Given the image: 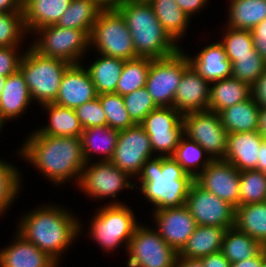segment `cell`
<instances>
[{
	"label": "cell",
	"instance_id": "6da1fadb",
	"mask_svg": "<svg viewBox=\"0 0 266 267\" xmlns=\"http://www.w3.org/2000/svg\"><path fill=\"white\" fill-rule=\"evenodd\" d=\"M18 151L53 185L63 186L71 179L78 185L86 165L80 137L47 136L32 131Z\"/></svg>",
	"mask_w": 266,
	"mask_h": 267
},
{
	"label": "cell",
	"instance_id": "7a4b0ae2",
	"mask_svg": "<svg viewBox=\"0 0 266 267\" xmlns=\"http://www.w3.org/2000/svg\"><path fill=\"white\" fill-rule=\"evenodd\" d=\"M63 208L55 204H45L30 212L27 211L21 216L16 227L22 236L57 263L61 261L62 253L70 249V244L72 245L82 233L83 228L73 212Z\"/></svg>",
	"mask_w": 266,
	"mask_h": 267
},
{
	"label": "cell",
	"instance_id": "3957f363",
	"mask_svg": "<svg viewBox=\"0 0 266 267\" xmlns=\"http://www.w3.org/2000/svg\"><path fill=\"white\" fill-rule=\"evenodd\" d=\"M136 178L140 183L138 190L154 210L185 205L194 181L172 156L148 159Z\"/></svg>",
	"mask_w": 266,
	"mask_h": 267
},
{
	"label": "cell",
	"instance_id": "277c9868",
	"mask_svg": "<svg viewBox=\"0 0 266 267\" xmlns=\"http://www.w3.org/2000/svg\"><path fill=\"white\" fill-rule=\"evenodd\" d=\"M115 8L128 26L138 57L162 59L174 55L182 48L161 26L148 2L119 0Z\"/></svg>",
	"mask_w": 266,
	"mask_h": 267
},
{
	"label": "cell",
	"instance_id": "5b68a950",
	"mask_svg": "<svg viewBox=\"0 0 266 267\" xmlns=\"http://www.w3.org/2000/svg\"><path fill=\"white\" fill-rule=\"evenodd\" d=\"M70 65L63 59L43 56L29 46L23 52L19 70L24 75L32 101L36 100L40 106L53 103L61 78Z\"/></svg>",
	"mask_w": 266,
	"mask_h": 267
},
{
	"label": "cell",
	"instance_id": "8992f818",
	"mask_svg": "<svg viewBox=\"0 0 266 267\" xmlns=\"http://www.w3.org/2000/svg\"><path fill=\"white\" fill-rule=\"evenodd\" d=\"M132 211L131 207L117 200L97 208L90 221L89 237L105 252L111 253L122 244L127 251L129 241L140 224Z\"/></svg>",
	"mask_w": 266,
	"mask_h": 267
},
{
	"label": "cell",
	"instance_id": "52a82bcc",
	"mask_svg": "<svg viewBox=\"0 0 266 267\" xmlns=\"http://www.w3.org/2000/svg\"><path fill=\"white\" fill-rule=\"evenodd\" d=\"M90 46L99 54L124 61L138 58L128 26L116 8L101 10L90 34Z\"/></svg>",
	"mask_w": 266,
	"mask_h": 267
},
{
	"label": "cell",
	"instance_id": "ba28073f",
	"mask_svg": "<svg viewBox=\"0 0 266 267\" xmlns=\"http://www.w3.org/2000/svg\"><path fill=\"white\" fill-rule=\"evenodd\" d=\"M31 47L39 54L63 59L70 64H82L81 59L90 47V34L80 29H66L56 24L36 30ZM37 39V40H36Z\"/></svg>",
	"mask_w": 266,
	"mask_h": 267
},
{
	"label": "cell",
	"instance_id": "9c48e42d",
	"mask_svg": "<svg viewBox=\"0 0 266 267\" xmlns=\"http://www.w3.org/2000/svg\"><path fill=\"white\" fill-rule=\"evenodd\" d=\"M189 66L188 54L182 48L170 57L150 58L145 87L158 107H173L176 89Z\"/></svg>",
	"mask_w": 266,
	"mask_h": 267
},
{
	"label": "cell",
	"instance_id": "30bf717a",
	"mask_svg": "<svg viewBox=\"0 0 266 267\" xmlns=\"http://www.w3.org/2000/svg\"><path fill=\"white\" fill-rule=\"evenodd\" d=\"M127 254L126 267H175L178 257L155 228L146 227L142 222L129 241Z\"/></svg>",
	"mask_w": 266,
	"mask_h": 267
},
{
	"label": "cell",
	"instance_id": "8fae6325",
	"mask_svg": "<svg viewBox=\"0 0 266 267\" xmlns=\"http://www.w3.org/2000/svg\"><path fill=\"white\" fill-rule=\"evenodd\" d=\"M183 133L201 145L212 160H224L228 132L220 114L209 110L184 114Z\"/></svg>",
	"mask_w": 266,
	"mask_h": 267
},
{
	"label": "cell",
	"instance_id": "7c38bea8",
	"mask_svg": "<svg viewBox=\"0 0 266 267\" xmlns=\"http://www.w3.org/2000/svg\"><path fill=\"white\" fill-rule=\"evenodd\" d=\"M132 177L125 171L114 166L110 161H99L90 163L82 169L78 183L79 190L85 192L86 196L94 199L117 198V193L128 188L133 189L136 183L129 180Z\"/></svg>",
	"mask_w": 266,
	"mask_h": 267
},
{
	"label": "cell",
	"instance_id": "4fadbf2b",
	"mask_svg": "<svg viewBox=\"0 0 266 267\" xmlns=\"http://www.w3.org/2000/svg\"><path fill=\"white\" fill-rule=\"evenodd\" d=\"M140 125L149 136L155 156H172L184 135L183 115L173 107L152 110Z\"/></svg>",
	"mask_w": 266,
	"mask_h": 267
},
{
	"label": "cell",
	"instance_id": "5bb4252c",
	"mask_svg": "<svg viewBox=\"0 0 266 267\" xmlns=\"http://www.w3.org/2000/svg\"><path fill=\"white\" fill-rule=\"evenodd\" d=\"M153 157L149 136L140 124H136L119 131L110 162L133 179L140 173L144 163Z\"/></svg>",
	"mask_w": 266,
	"mask_h": 267
},
{
	"label": "cell",
	"instance_id": "9a60e30c",
	"mask_svg": "<svg viewBox=\"0 0 266 267\" xmlns=\"http://www.w3.org/2000/svg\"><path fill=\"white\" fill-rule=\"evenodd\" d=\"M185 205L197 225L234 227L235 207L205 190L195 180L191 183Z\"/></svg>",
	"mask_w": 266,
	"mask_h": 267
},
{
	"label": "cell",
	"instance_id": "2e32d148",
	"mask_svg": "<svg viewBox=\"0 0 266 267\" xmlns=\"http://www.w3.org/2000/svg\"><path fill=\"white\" fill-rule=\"evenodd\" d=\"M208 192L239 206L240 171L225 160H212L194 179Z\"/></svg>",
	"mask_w": 266,
	"mask_h": 267
},
{
	"label": "cell",
	"instance_id": "e0dca14e",
	"mask_svg": "<svg viewBox=\"0 0 266 267\" xmlns=\"http://www.w3.org/2000/svg\"><path fill=\"white\" fill-rule=\"evenodd\" d=\"M152 216L157 226L155 230L177 253L182 250L197 227L186 205L157 209L153 211Z\"/></svg>",
	"mask_w": 266,
	"mask_h": 267
},
{
	"label": "cell",
	"instance_id": "ac0fdd59",
	"mask_svg": "<svg viewBox=\"0 0 266 267\" xmlns=\"http://www.w3.org/2000/svg\"><path fill=\"white\" fill-rule=\"evenodd\" d=\"M96 97L95 86L86 67L71 64L61 78L60 88L53 103L75 110Z\"/></svg>",
	"mask_w": 266,
	"mask_h": 267
},
{
	"label": "cell",
	"instance_id": "d6986e66",
	"mask_svg": "<svg viewBox=\"0 0 266 267\" xmlns=\"http://www.w3.org/2000/svg\"><path fill=\"white\" fill-rule=\"evenodd\" d=\"M210 84L190 65L183 72L179 86L176 89L173 108L182 115L190 112L207 111Z\"/></svg>",
	"mask_w": 266,
	"mask_h": 267
},
{
	"label": "cell",
	"instance_id": "ffe728a7",
	"mask_svg": "<svg viewBox=\"0 0 266 267\" xmlns=\"http://www.w3.org/2000/svg\"><path fill=\"white\" fill-rule=\"evenodd\" d=\"M11 244L0 250L1 267H58L47 253L29 242L17 230Z\"/></svg>",
	"mask_w": 266,
	"mask_h": 267
},
{
	"label": "cell",
	"instance_id": "44dd1931",
	"mask_svg": "<svg viewBox=\"0 0 266 267\" xmlns=\"http://www.w3.org/2000/svg\"><path fill=\"white\" fill-rule=\"evenodd\" d=\"M263 140L257 131L229 133L224 160L239 171L256 170Z\"/></svg>",
	"mask_w": 266,
	"mask_h": 267
},
{
	"label": "cell",
	"instance_id": "7402d4cb",
	"mask_svg": "<svg viewBox=\"0 0 266 267\" xmlns=\"http://www.w3.org/2000/svg\"><path fill=\"white\" fill-rule=\"evenodd\" d=\"M188 58L192 68L210 83L231 76L232 65L220 41L206 45L195 57Z\"/></svg>",
	"mask_w": 266,
	"mask_h": 267
},
{
	"label": "cell",
	"instance_id": "603a6c76",
	"mask_svg": "<svg viewBox=\"0 0 266 267\" xmlns=\"http://www.w3.org/2000/svg\"><path fill=\"white\" fill-rule=\"evenodd\" d=\"M72 0H23V18L27 34L56 24Z\"/></svg>",
	"mask_w": 266,
	"mask_h": 267
},
{
	"label": "cell",
	"instance_id": "cb8c5ba5",
	"mask_svg": "<svg viewBox=\"0 0 266 267\" xmlns=\"http://www.w3.org/2000/svg\"><path fill=\"white\" fill-rule=\"evenodd\" d=\"M32 99L25 82L24 75L18 70L6 78L0 95V115L6 121L15 120L25 113Z\"/></svg>",
	"mask_w": 266,
	"mask_h": 267
},
{
	"label": "cell",
	"instance_id": "d4e9b609",
	"mask_svg": "<svg viewBox=\"0 0 266 267\" xmlns=\"http://www.w3.org/2000/svg\"><path fill=\"white\" fill-rule=\"evenodd\" d=\"M250 97L251 86L230 76L210 84L208 110L219 114L222 110Z\"/></svg>",
	"mask_w": 266,
	"mask_h": 267
},
{
	"label": "cell",
	"instance_id": "484cf974",
	"mask_svg": "<svg viewBox=\"0 0 266 267\" xmlns=\"http://www.w3.org/2000/svg\"><path fill=\"white\" fill-rule=\"evenodd\" d=\"M227 228L197 225L187 243L178 253V257L202 258L212 253L221 251L222 242Z\"/></svg>",
	"mask_w": 266,
	"mask_h": 267
},
{
	"label": "cell",
	"instance_id": "4316f807",
	"mask_svg": "<svg viewBox=\"0 0 266 267\" xmlns=\"http://www.w3.org/2000/svg\"><path fill=\"white\" fill-rule=\"evenodd\" d=\"M49 115V124L35 130L36 134L47 136L81 137L83 131L74 109L63 107L55 103L41 105Z\"/></svg>",
	"mask_w": 266,
	"mask_h": 267
},
{
	"label": "cell",
	"instance_id": "83f0119b",
	"mask_svg": "<svg viewBox=\"0 0 266 267\" xmlns=\"http://www.w3.org/2000/svg\"><path fill=\"white\" fill-rule=\"evenodd\" d=\"M118 134V130L107 125L84 129L80 138L85 161L91 162L92 154L102 155L101 161H110L116 148Z\"/></svg>",
	"mask_w": 266,
	"mask_h": 267
},
{
	"label": "cell",
	"instance_id": "f1b7e54d",
	"mask_svg": "<svg viewBox=\"0 0 266 267\" xmlns=\"http://www.w3.org/2000/svg\"><path fill=\"white\" fill-rule=\"evenodd\" d=\"M259 109L252 97L230 106L219 113L222 126L228 134L257 131Z\"/></svg>",
	"mask_w": 266,
	"mask_h": 267
},
{
	"label": "cell",
	"instance_id": "f546056e",
	"mask_svg": "<svg viewBox=\"0 0 266 267\" xmlns=\"http://www.w3.org/2000/svg\"><path fill=\"white\" fill-rule=\"evenodd\" d=\"M148 3L152 6L164 30L179 44L178 41L185 37L186 30L190 26V17L179 7L175 0H150Z\"/></svg>",
	"mask_w": 266,
	"mask_h": 267
},
{
	"label": "cell",
	"instance_id": "4dcf8cb0",
	"mask_svg": "<svg viewBox=\"0 0 266 267\" xmlns=\"http://www.w3.org/2000/svg\"><path fill=\"white\" fill-rule=\"evenodd\" d=\"M89 65L87 71L93 81L97 95L104 93H115L120 79L124 60L99 54Z\"/></svg>",
	"mask_w": 266,
	"mask_h": 267
},
{
	"label": "cell",
	"instance_id": "1f68e13d",
	"mask_svg": "<svg viewBox=\"0 0 266 267\" xmlns=\"http://www.w3.org/2000/svg\"><path fill=\"white\" fill-rule=\"evenodd\" d=\"M227 25L251 31L266 19V0H230Z\"/></svg>",
	"mask_w": 266,
	"mask_h": 267
},
{
	"label": "cell",
	"instance_id": "d6a6232c",
	"mask_svg": "<svg viewBox=\"0 0 266 267\" xmlns=\"http://www.w3.org/2000/svg\"><path fill=\"white\" fill-rule=\"evenodd\" d=\"M234 227L262 245L266 241V202L237 206Z\"/></svg>",
	"mask_w": 266,
	"mask_h": 267
},
{
	"label": "cell",
	"instance_id": "836d02e7",
	"mask_svg": "<svg viewBox=\"0 0 266 267\" xmlns=\"http://www.w3.org/2000/svg\"><path fill=\"white\" fill-rule=\"evenodd\" d=\"M101 10L92 0H72L56 25L66 29H80L91 34Z\"/></svg>",
	"mask_w": 266,
	"mask_h": 267
},
{
	"label": "cell",
	"instance_id": "e575fe53",
	"mask_svg": "<svg viewBox=\"0 0 266 267\" xmlns=\"http://www.w3.org/2000/svg\"><path fill=\"white\" fill-rule=\"evenodd\" d=\"M261 247L262 245L248 234L232 227L225 233L221 252L233 264L255 257L261 251Z\"/></svg>",
	"mask_w": 266,
	"mask_h": 267
},
{
	"label": "cell",
	"instance_id": "d590c367",
	"mask_svg": "<svg viewBox=\"0 0 266 267\" xmlns=\"http://www.w3.org/2000/svg\"><path fill=\"white\" fill-rule=\"evenodd\" d=\"M172 157L193 179L212 161L201 145L184 135L180 138Z\"/></svg>",
	"mask_w": 266,
	"mask_h": 267
},
{
	"label": "cell",
	"instance_id": "8d00e7d4",
	"mask_svg": "<svg viewBox=\"0 0 266 267\" xmlns=\"http://www.w3.org/2000/svg\"><path fill=\"white\" fill-rule=\"evenodd\" d=\"M149 68L150 58L148 57L125 60L115 93L124 96L145 87Z\"/></svg>",
	"mask_w": 266,
	"mask_h": 267
},
{
	"label": "cell",
	"instance_id": "74e56055",
	"mask_svg": "<svg viewBox=\"0 0 266 267\" xmlns=\"http://www.w3.org/2000/svg\"><path fill=\"white\" fill-rule=\"evenodd\" d=\"M20 171L11 162L0 159V216L11 207L14 200L19 197L21 189Z\"/></svg>",
	"mask_w": 266,
	"mask_h": 267
},
{
	"label": "cell",
	"instance_id": "f35d334b",
	"mask_svg": "<svg viewBox=\"0 0 266 267\" xmlns=\"http://www.w3.org/2000/svg\"><path fill=\"white\" fill-rule=\"evenodd\" d=\"M239 205L266 202V174L258 170L240 171Z\"/></svg>",
	"mask_w": 266,
	"mask_h": 267
},
{
	"label": "cell",
	"instance_id": "ab89813d",
	"mask_svg": "<svg viewBox=\"0 0 266 267\" xmlns=\"http://www.w3.org/2000/svg\"><path fill=\"white\" fill-rule=\"evenodd\" d=\"M107 118V126L115 130H124L135 124L131 121L124 105L123 97L117 93L97 95Z\"/></svg>",
	"mask_w": 266,
	"mask_h": 267
},
{
	"label": "cell",
	"instance_id": "60d3db41",
	"mask_svg": "<svg viewBox=\"0 0 266 267\" xmlns=\"http://www.w3.org/2000/svg\"><path fill=\"white\" fill-rule=\"evenodd\" d=\"M224 33L220 42L231 64L236 61V56L252 55L256 51L251 31L226 26Z\"/></svg>",
	"mask_w": 266,
	"mask_h": 267
},
{
	"label": "cell",
	"instance_id": "b9f144b4",
	"mask_svg": "<svg viewBox=\"0 0 266 267\" xmlns=\"http://www.w3.org/2000/svg\"><path fill=\"white\" fill-rule=\"evenodd\" d=\"M26 33L23 12L0 13V47H21Z\"/></svg>",
	"mask_w": 266,
	"mask_h": 267
},
{
	"label": "cell",
	"instance_id": "7bdbcfd3",
	"mask_svg": "<svg viewBox=\"0 0 266 267\" xmlns=\"http://www.w3.org/2000/svg\"><path fill=\"white\" fill-rule=\"evenodd\" d=\"M231 65V76L250 86L256 82L266 68L265 60L257 51L252 55L236 56V61Z\"/></svg>",
	"mask_w": 266,
	"mask_h": 267
},
{
	"label": "cell",
	"instance_id": "ee69618b",
	"mask_svg": "<svg viewBox=\"0 0 266 267\" xmlns=\"http://www.w3.org/2000/svg\"><path fill=\"white\" fill-rule=\"evenodd\" d=\"M122 97L129 117L135 125L141 124L152 110L158 108L146 87L139 88Z\"/></svg>",
	"mask_w": 266,
	"mask_h": 267
},
{
	"label": "cell",
	"instance_id": "f6af8a7d",
	"mask_svg": "<svg viewBox=\"0 0 266 267\" xmlns=\"http://www.w3.org/2000/svg\"><path fill=\"white\" fill-rule=\"evenodd\" d=\"M75 112L83 130L89 127L107 125V118L98 97L78 106Z\"/></svg>",
	"mask_w": 266,
	"mask_h": 267
},
{
	"label": "cell",
	"instance_id": "bcb514c9",
	"mask_svg": "<svg viewBox=\"0 0 266 267\" xmlns=\"http://www.w3.org/2000/svg\"><path fill=\"white\" fill-rule=\"evenodd\" d=\"M21 47H0V76L8 77L19 70V64L23 53L18 51Z\"/></svg>",
	"mask_w": 266,
	"mask_h": 267
},
{
	"label": "cell",
	"instance_id": "7dc6e473",
	"mask_svg": "<svg viewBox=\"0 0 266 267\" xmlns=\"http://www.w3.org/2000/svg\"><path fill=\"white\" fill-rule=\"evenodd\" d=\"M251 34L255 50L266 62V19L257 24L251 30Z\"/></svg>",
	"mask_w": 266,
	"mask_h": 267
},
{
	"label": "cell",
	"instance_id": "c3c4849f",
	"mask_svg": "<svg viewBox=\"0 0 266 267\" xmlns=\"http://www.w3.org/2000/svg\"><path fill=\"white\" fill-rule=\"evenodd\" d=\"M251 97L259 107H266V68L251 86Z\"/></svg>",
	"mask_w": 266,
	"mask_h": 267
},
{
	"label": "cell",
	"instance_id": "681fc988",
	"mask_svg": "<svg viewBox=\"0 0 266 267\" xmlns=\"http://www.w3.org/2000/svg\"><path fill=\"white\" fill-rule=\"evenodd\" d=\"M176 3L179 5V7L190 17L192 18V15H196L198 12H200L201 9H203L208 0H175ZM196 13V14H195Z\"/></svg>",
	"mask_w": 266,
	"mask_h": 267
},
{
	"label": "cell",
	"instance_id": "f907efd6",
	"mask_svg": "<svg viewBox=\"0 0 266 267\" xmlns=\"http://www.w3.org/2000/svg\"><path fill=\"white\" fill-rule=\"evenodd\" d=\"M204 267H230L231 263L221 251L200 258Z\"/></svg>",
	"mask_w": 266,
	"mask_h": 267
},
{
	"label": "cell",
	"instance_id": "816d5d0a",
	"mask_svg": "<svg viewBox=\"0 0 266 267\" xmlns=\"http://www.w3.org/2000/svg\"><path fill=\"white\" fill-rule=\"evenodd\" d=\"M23 12V0H0V13Z\"/></svg>",
	"mask_w": 266,
	"mask_h": 267
},
{
	"label": "cell",
	"instance_id": "f5cc1de1",
	"mask_svg": "<svg viewBox=\"0 0 266 267\" xmlns=\"http://www.w3.org/2000/svg\"><path fill=\"white\" fill-rule=\"evenodd\" d=\"M262 265V250L255 256L247 260L238 261L231 264L230 267H261Z\"/></svg>",
	"mask_w": 266,
	"mask_h": 267
},
{
	"label": "cell",
	"instance_id": "db71d44e",
	"mask_svg": "<svg viewBox=\"0 0 266 267\" xmlns=\"http://www.w3.org/2000/svg\"><path fill=\"white\" fill-rule=\"evenodd\" d=\"M175 267H204L198 258L177 257Z\"/></svg>",
	"mask_w": 266,
	"mask_h": 267
},
{
	"label": "cell",
	"instance_id": "11a10c76",
	"mask_svg": "<svg viewBox=\"0 0 266 267\" xmlns=\"http://www.w3.org/2000/svg\"><path fill=\"white\" fill-rule=\"evenodd\" d=\"M258 153L259 159L257 162L256 170L264 172L266 174V139L262 141Z\"/></svg>",
	"mask_w": 266,
	"mask_h": 267
},
{
	"label": "cell",
	"instance_id": "9f6ffc18",
	"mask_svg": "<svg viewBox=\"0 0 266 267\" xmlns=\"http://www.w3.org/2000/svg\"><path fill=\"white\" fill-rule=\"evenodd\" d=\"M257 132L266 139V107H260Z\"/></svg>",
	"mask_w": 266,
	"mask_h": 267
},
{
	"label": "cell",
	"instance_id": "6f0895ef",
	"mask_svg": "<svg viewBox=\"0 0 266 267\" xmlns=\"http://www.w3.org/2000/svg\"><path fill=\"white\" fill-rule=\"evenodd\" d=\"M102 9H112L118 4L119 0H92Z\"/></svg>",
	"mask_w": 266,
	"mask_h": 267
},
{
	"label": "cell",
	"instance_id": "680465c9",
	"mask_svg": "<svg viewBox=\"0 0 266 267\" xmlns=\"http://www.w3.org/2000/svg\"><path fill=\"white\" fill-rule=\"evenodd\" d=\"M6 78L7 77L0 76V95H1V93L3 91L4 86H5Z\"/></svg>",
	"mask_w": 266,
	"mask_h": 267
},
{
	"label": "cell",
	"instance_id": "91938a15",
	"mask_svg": "<svg viewBox=\"0 0 266 267\" xmlns=\"http://www.w3.org/2000/svg\"><path fill=\"white\" fill-rule=\"evenodd\" d=\"M5 119L0 115V132L2 131L1 129L3 128L4 124H5Z\"/></svg>",
	"mask_w": 266,
	"mask_h": 267
},
{
	"label": "cell",
	"instance_id": "94428289",
	"mask_svg": "<svg viewBox=\"0 0 266 267\" xmlns=\"http://www.w3.org/2000/svg\"><path fill=\"white\" fill-rule=\"evenodd\" d=\"M261 250L263 252L264 257H266V241L262 244Z\"/></svg>",
	"mask_w": 266,
	"mask_h": 267
},
{
	"label": "cell",
	"instance_id": "6125c7cd",
	"mask_svg": "<svg viewBox=\"0 0 266 267\" xmlns=\"http://www.w3.org/2000/svg\"><path fill=\"white\" fill-rule=\"evenodd\" d=\"M261 267H266V257H264L263 252H262V265Z\"/></svg>",
	"mask_w": 266,
	"mask_h": 267
},
{
	"label": "cell",
	"instance_id": "be15d7a7",
	"mask_svg": "<svg viewBox=\"0 0 266 267\" xmlns=\"http://www.w3.org/2000/svg\"><path fill=\"white\" fill-rule=\"evenodd\" d=\"M130 1H133V2H149L150 0H130Z\"/></svg>",
	"mask_w": 266,
	"mask_h": 267
}]
</instances>
